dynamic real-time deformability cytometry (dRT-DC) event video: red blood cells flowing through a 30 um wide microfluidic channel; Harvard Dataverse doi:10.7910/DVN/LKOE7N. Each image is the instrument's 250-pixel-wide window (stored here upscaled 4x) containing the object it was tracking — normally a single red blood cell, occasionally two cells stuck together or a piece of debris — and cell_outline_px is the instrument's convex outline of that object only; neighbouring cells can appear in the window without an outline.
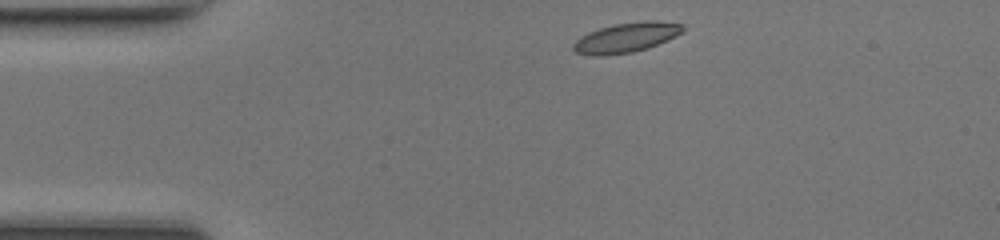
{"species": "common noctule bat (a hibernating species)", "species_latin": "Nyctalus noctula", "temperature_condition": "room temperature", "stored_images_in_passage": 40, "camera_frame_rate_fps": 3000, "um_per_image_px": 0.085, "animal": {"sex": "female", "body_mass_g": 17.0, "forearm_length_mm": 48.0}, "frame": {"image": 1, "passage_image": 1, "time_ms": 0.0, "image_size_px": [1000, 240], "cell_outline_px": [[684, 32], [668, 40], [648, 48], [632, 52], [604, 56], [592, 56], [576, 52], [572, 48], [572, 44], [580, 36], [588, 32], [600, 28], [616, 24], [644, 20], [656, 20], [684, 24]], "centroid_in_image_um": [53.25, 3.19], "position_along_channel_um": 31.8, "area_um2": 19.25}}
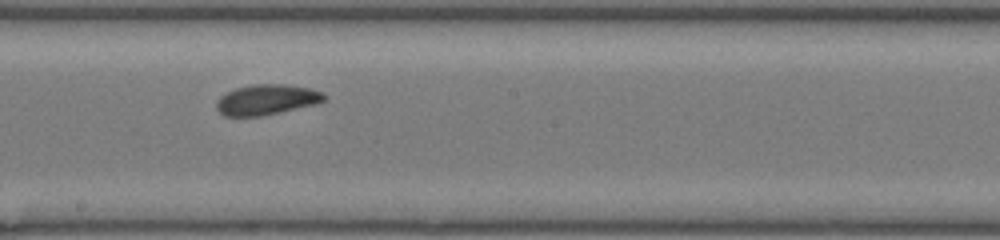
{"frame": {"image": 2, "passage_image": 18, "time_ms": 5.667, "image_size_px": [1000, 240], "cell_outline_px": [[328, 96], [324, 100], [316, 104], [260, 116], [224, 116], [216, 108], [216, 104], [220, 96], [236, 88], [252, 84], [284, 84], [308, 88], [324, 92]], "centroid_in_image_um": [22.68, 8.46], "position_along_channel_um": 225.5, "area_um2": 18.96}}
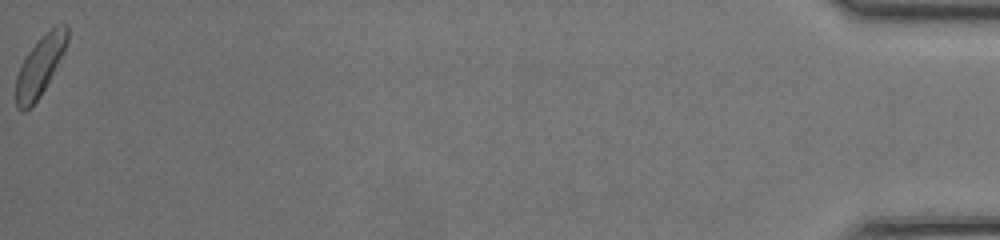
{"frame": {"image": 3, "passage_image": 40, "time_ms": 13.0, "image_size_px": [1000, 240], "cell_outline_px": [[68, 40], [64, 52], [40, 96], [24, 112], [20, 112], [16, 108], [16, 76], [28, 52], [56, 24], [68, 24]], "centroid_in_image_um": [3.4, 5.63], "position_along_channel_um": 431.8, "area_um2": 17.28}, "authors_computed_cell_mechanics": {"area_um2": 18.785, "velocity_mm_per_s": 4.2928, "shape_relaxation_time_tau1_ms": 3.95, "shape_relaxation_time_tau2_ms": 1.9844, "deformation_change_tau1": 0.1061, "deformation_change_tau2": 0.0617}}